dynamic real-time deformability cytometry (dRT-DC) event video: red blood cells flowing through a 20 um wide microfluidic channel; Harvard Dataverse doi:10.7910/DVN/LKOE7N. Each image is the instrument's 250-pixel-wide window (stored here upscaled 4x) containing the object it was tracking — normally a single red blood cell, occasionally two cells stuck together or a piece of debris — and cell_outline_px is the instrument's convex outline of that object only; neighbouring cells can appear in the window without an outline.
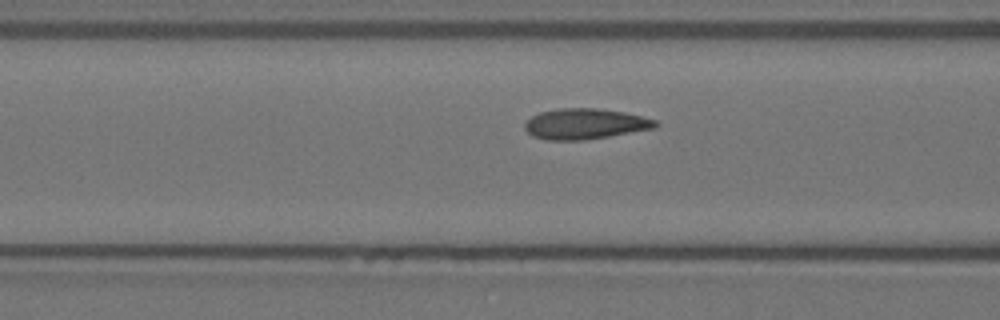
{"species": "Egyptian fruit bat (a non-hibernating species)", "species_latin": "Rousettus aegyptiacus", "temperature_condition": "warm", "stored_images_in_passage": 20, "camera_frame_rate_fps": 3000, "um_per_image_px": 0.085, "animal": {"sex": "female"}, "frame": {"image": 1, "passage_image": 17, "time_ms": 5.333, "image_size_px": [1000, 320], "cell_outline_px": [[660, 124], [656, 128], [584, 140], [548, 140], [532, 136], [524, 128], [524, 124], [532, 116], [540, 112], [560, 108], [600, 108], [624, 112], [644, 116], [656, 120]], "centroid_in_image_um": [49.76, 10.52], "position_along_channel_um": 116.8, "area_um2": 23.41}}